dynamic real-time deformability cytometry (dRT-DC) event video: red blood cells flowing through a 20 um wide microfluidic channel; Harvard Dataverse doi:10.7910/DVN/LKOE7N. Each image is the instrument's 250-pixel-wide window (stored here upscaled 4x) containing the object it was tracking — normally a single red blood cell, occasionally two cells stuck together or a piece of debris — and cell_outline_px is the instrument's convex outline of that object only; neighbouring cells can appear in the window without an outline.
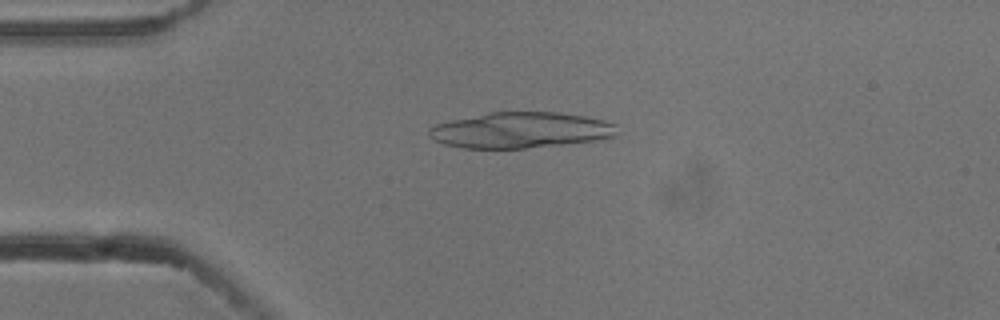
{"species": "common noctule bat (a hibernating species)", "species_latin": "Nyctalus noctula", "temperature_condition": "cold", "stored_images_in_passage": 5, "camera_frame_rate_fps": 3000, "um_per_image_px": 0.085, "animal": {"sex": "male", "body_mass_g": 13.3}, "frame": {"image": 1, "passage_image": 4, "time_ms": 1.0, "image_size_px": [1000, 320], "cell_outline_px": [[616, 136], [592, 140], [560, 144], [524, 148], [464, 148], [444, 144], [428, 136], [428, 128], [436, 124], [452, 120], [488, 112], [560, 112], [584, 116], [604, 120], [616, 124]], "centroid_in_image_um": [44.22, 11.05], "position_along_channel_um": 40.8, "area_um2": 38.96}}